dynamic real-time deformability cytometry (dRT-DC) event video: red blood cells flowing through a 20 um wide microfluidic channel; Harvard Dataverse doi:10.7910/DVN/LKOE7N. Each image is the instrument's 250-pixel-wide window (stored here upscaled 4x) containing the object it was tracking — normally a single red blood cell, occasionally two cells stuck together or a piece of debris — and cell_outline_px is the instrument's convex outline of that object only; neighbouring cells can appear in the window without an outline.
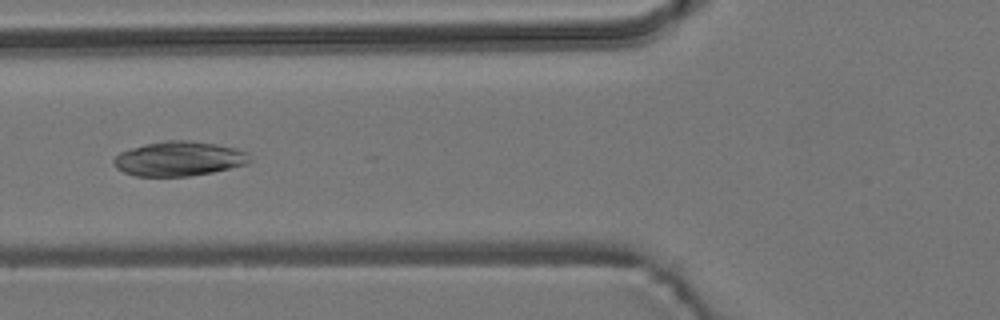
{"species": "common noctule bat (a hibernating species)", "species_latin": "Nyctalus noctula", "temperature_condition": "room temperature", "stored_images_in_passage": 6, "camera_frame_rate_fps": 3000, "um_per_image_px": 0.085, "animal": {"sex": "male", "body_mass_g": 19.2, "forearm_length_mm": 51.8}, "frame": {"image": 1, "passage_image": 5, "time_ms": 5.0, "image_size_px": [1000, 320], "cell_outline_px": [[252, 160], [248, 164], [212, 172], [188, 176], [136, 176], [124, 172], [116, 168], [112, 164], [112, 160], [120, 152], [144, 144], [164, 140], [188, 140], [216, 144], [236, 148], [248, 152]], "centroid_in_image_um": [15.22, 13.49], "position_along_channel_um": 110.6, "area_um2": 27.57}}
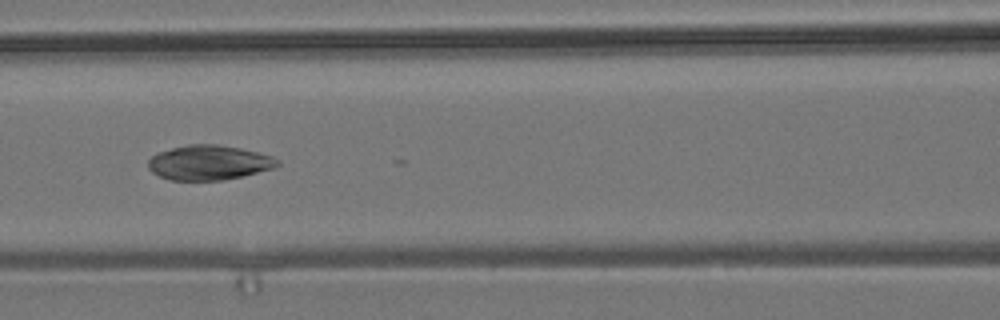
{"frame": {"image": 2, "passage_image": 6, "time_ms": 6.0, "image_size_px": [1000, 320], "cell_outline_px": [[280, 164], [276, 168], [244, 176], [224, 180], [168, 180], [152, 172], [148, 168], [148, 160], [152, 156], [160, 152], [172, 148], [188, 144], [216, 144], [240, 148], [272, 156], [280, 160]], "centroid_in_image_um": [17.79, 13.83], "position_along_channel_um": 148.8, "area_um2": 26.3}}